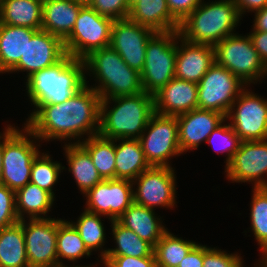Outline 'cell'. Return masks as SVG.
Segmentation results:
<instances>
[{"label":"cell","instance_id":"816d5d0a","mask_svg":"<svg viewBox=\"0 0 267 267\" xmlns=\"http://www.w3.org/2000/svg\"><path fill=\"white\" fill-rule=\"evenodd\" d=\"M73 1L82 3L84 5H89L92 0H73Z\"/></svg>","mask_w":267,"mask_h":267},{"label":"cell","instance_id":"2e32d148","mask_svg":"<svg viewBox=\"0 0 267 267\" xmlns=\"http://www.w3.org/2000/svg\"><path fill=\"white\" fill-rule=\"evenodd\" d=\"M85 210L117 220L133 203V184L126 179H106L86 194Z\"/></svg>","mask_w":267,"mask_h":267},{"label":"cell","instance_id":"d590c367","mask_svg":"<svg viewBox=\"0 0 267 267\" xmlns=\"http://www.w3.org/2000/svg\"><path fill=\"white\" fill-rule=\"evenodd\" d=\"M250 209L251 231L262 251L267 253V187L252 188Z\"/></svg>","mask_w":267,"mask_h":267},{"label":"cell","instance_id":"f5cc1de1","mask_svg":"<svg viewBox=\"0 0 267 267\" xmlns=\"http://www.w3.org/2000/svg\"><path fill=\"white\" fill-rule=\"evenodd\" d=\"M258 265H259V267H264L261 263H259ZM256 267H258V266H256Z\"/></svg>","mask_w":267,"mask_h":267},{"label":"cell","instance_id":"4dcf8cb0","mask_svg":"<svg viewBox=\"0 0 267 267\" xmlns=\"http://www.w3.org/2000/svg\"><path fill=\"white\" fill-rule=\"evenodd\" d=\"M57 258H58V267H93L94 265L89 266H67L63 263V260H68L69 262H77V260L83 258V256L90 257L92 255L88 249L85 247L84 242L70 223V221L64 220L58 225L57 230Z\"/></svg>","mask_w":267,"mask_h":267},{"label":"cell","instance_id":"277c9868","mask_svg":"<svg viewBox=\"0 0 267 267\" xmlns=\"http://www.w3.org/2000/svg\"><path fill=\"white\" fill-rule=\"evenodd\" d=\"M86 74L95 78L91 85L101 99L136 95L143 92L141 74L131 69L111 46L92 51L86 58ZM92 72V73H91Z\"/></svg>","mask_w":267,"mask_h":267},{"label":"cell","instance_id":"681fc988","mask_svg":"<svg viewBox=\"0 0 267 267\" xmlns=\"http://www.w3.org/2000/svg\"><path fill=\"white\" fill-rule=\"evenodd\" d=\"M262 260L259 261L264 267H267V253L264 255V257H261Z\"/></svg>","mask_w":267,"mask_h":267},{"label":"cell","instance_id":"ee69618b","mask_svg":"<svg viewBox=\"0 0 267 267\" xmlns=\"http://www.w3.org/2000/svg\"><path fill=\"white\" fill-rule=\"evenodd\" d=\"M248 35L250 36L253 46L257 50L262 62L267 67V32L251 31Z\"/></svg>","mask_w":267,"mask_h":267},{"label":"cell","instance_id":"f6af8a7d","mask_svg":"<svg viewBox=\"0 0 267 267\" xmlns=\"http://www.w3.org/2000/svg\"><path fill=\"white\" fill-rule=\"evenodd\" d=\"M178 267H203V245L197 244L178 264Z\"/></svg>","mask_w":267,"mask_h":267},{"label":"cell","instance_id":"9c48e42d","mask_svg":"<svg viewBox=\"0 0 267 267\" xmlns=\"http://www.w3.org/2000/svg\"><path fill=\"white\" fill-rule=\"evenodd\" d=\"M113 22V19L98 14L89 5H84L71 34L64 40L66 54L84 59L92 51L110 46Z\"/></svg>","mask_w":267,"mask_h":267},{"label":"cell","instance_id":"ba28073f","mask_svg":"<svg viewBox=\"0 0 267 267\" xmlns=\"http://www.w3.org/2000/svg\"><path fill=\"white\" fill-rule=\"evenodd\" d=\"M215 62L225 67L244 84L261 82L267 77V67L254 48L250 36L232 34L215 46ZM266 76V77H265Z\"/></svg>","mask_w":267,"mask_h":267},{"label":"cell","instance_id":"e575fe53","mask_svg":"<svg viewBox=\"0 0 267 267\" xmlns=\"http://www.w3.org/2000/svg\"><path fill=\"white\" fill-rule=\"evenodd\" d=\"M198 243L177 237L168 230L154 247L156 267H178L181 260Z\"/></svg>","mask_w":267,"mask_h":267},{"label":"cell","instance_id":"5b68a950","mask_svg":"<svg viewBox=\"0 0 267 267\" xmlns=\"http://www.w3.org/2000/svg\"><path fill=\"white\" fill-rule=\"evenodd\" d=\"M241 16L233 0L201 2L180 24L179 34L193 43L215 46L235 34Z\"/></svg>","mask_w":267,"mask_h":267},{"label":"cell","instance_id":"ac0fdd59","mask_svg":"<svg viewBox=\"0 0 267 267\" xmlns=\"http://www.w3.org/2000/svg\"><path fill=\"white\" fill-rule=\"evenodd\" d=\"M66 55L64 41L61 38L38 30L27 41L24 55H21L19 62L9 72L23 71L28 78L36 71L55 65Z\"/></svg>","mask_w":267,"mask_h":267},{"label":"cell","instance_id":"8d00e7d4","mask_svg":"<svg viewBox=\"0 0 267 267\" xmlns=\"http://www.w3.org/2000/svg\"><path fill=\"white\" fill-rule=\"evenodd\" d=\"M49 153L40 152L34 159L31 167L30 182L55 195L53 187L58 182L59 174L66 169L58 161L51 159Z\"/></svg>","mask_w":267,"mask_h":267},{"label":"cell","instance_id":"9a60e30c","mask_svg":"<svg viewBox=\"0 0 267 267\" xmlns=\"http://www.w3.org/2000/svg\"><path fill=\"white\" fill-rule=\"evenodd\" d=\"M225 173L232 183L251 182L253 188L267 187V139L241 141Z\"/></svg>","mask_w":267,"mask_h":267},{"label":"cell","instance_id":"cb8c5ba5","mask_svg":"<svg viewBox=\"0 0 267 267\" xmlns=\"http://www.w3.org/2000/svg\"><path fill=\"white\" fill-rule=\"evenodd\" d=\"M128 18L155 32L178 31L180 27L170 13L167 0H140L130 8Z\"/></svg>","mask_w":267,"mask_h":267},{"label":"cell","instance_id":"52a82bcc","mask_svg":"<svg viewBox=\"0 0 267 267\" xmlns=\"http://www.w3.org/2000/svg\"><path fill=\"white\" fill-rule=\"evenodd\" d=\"M179 31L155 32L147 42L141 74L143 90L154 95L175 77Z\"/></svg>","mask_w":267,"mask_h":267},{"label":"cell","instance_id":"ffe728a7","mask_svg":"<svg viewBox=\"0 0 267 267\" xmlns=\"http://www.w3.org/2000/svg\"><path fill=\"white\" fill-rule=\"evenodd\" d=\"M214 62V46L187 41L179 34L175 78L198 83Z\"/></svg>","mask_w":267,"mask_h":267},{"label":"cell","instance_id":"7402d4cb","mask_svg":"<svg viewBox=\"0 0 267 267\" xmlns=\"http://www.w3.org/2000/svg\"><path fill=\"white\" fill-rule=\"evenodd\" d=\"M83 6L73 0H43L41 30L64 41L71 34Z\"/></svg>","mask_w":267,"mask_h":267},{"label":"cell","instance_id":"8992f818","mask_svg":"<svg viewBox=\"0 0 267 267\" xmlns=\"http://www.w3.org/2000/svg\"><path fill=\"white\" fill-rule=\"evenodd\" d=\"M40 145L39 139L26 126L20 130L15 125H7L3 131L1 184L16 192L29 183L31 167L40 153L37 148Z\"/></svg>","mask_w":267,"mask_h":267},{"label":"cell","instance_id":"7dc6e473","mask_svg":"<svg viewBox=\"0 0 267 267\" xmlns=\"http://www.w3.org/2000/svg\"><path fill=\"white\" fill-rule=\"evenodd\" d=\"M255 13V19L253 23L252 31H263L267 32V6L263 9L258 10Z\"/></svg>","mask_w":267,"mask_h":267},{"label":"cell","instance_id":"f35d334b","mask_svg":"<svg viewBox=\"0 0 267 267\" xmlns=\"http://www.w3.org/2000/svg\"><path fill=\"white\" fill-rule=\"evenodd\" d=\"M242 256L203 245V267H244Z\"/></svg>","mask_w":267,"mask_h":267},{"label":"cell","instance_id":"44dd1931","mask_svg":"<svg viewBox=\"0 0 267 267\" xmlns=\"http://www.w3.org/2000/svg\"><path fill=\"white\" fill-rule=\"evenodd\" d=\"M198 84L173 78L154 96V112L177 116L198 107Z\"/></svg>","mask_w":267,"mask_h":267},{"label":"cell","instance_id":"6da1fadb","mask_svg":"<svg viewBox=\"0 0 267 267\" xmlns=\"http://www.w3.org/2000/svg\"><path fill=\"white\" fill-rule=\"evenodd\" d=\"M63 103L40 104L24 124L39 141H69L97 135L99 132L100 95L87 84ZM52 139V140H50Z\"/></svg>","mask_w":267,"mask_h":267},{"label":"cell","instance_id":"7bdbcfd3","mask_svg":"<svg viewBox=\"0 0 267 267\" xmlns=\"http://www.w3.org/2000/svg\"><path fill=\"white\" fill-rule=\"evenodd\" d=\"M202 1L203 0H167V5L172 16L181 24Z\"/></svg>","mask_w":267,"mask_h":267},{"label":"cell","instance_id":"484cf974","mask_svg":"<svg viewBox=\"0 0 267 267\" xmlns=\"http://www.w3.org/2000/svg\"><path fill=\"white\" fill-rule=\"evenodd\" d=\"M63 147L68 162V171L73 174L75 183L82 194H86L103 179L93 164L88 151L80 143H66Z\"/></svg>","mask_w":267,"mask_h":267},{"label":"cell","instance_id":"d6a6232c","mask_svg":"<svg viewBox=\"0 0 267 267\" xmlns=\"http://www.w3.org/2000/svg\"><path fill=\"white\" fill-rule=\"evenodd\" d=\"M112 237L115 248H108L106 256L147 257L154 253V247L142 240L135 232L121 225L117 220L111 221Z\"/></svg>","mask_w":267,"mask_h":267},{"label":"cell","instance_id":"4fadbf2b","mask_svg":"<svg viewBox=\"0 0 267 267\" xmlns=\"http://www.w3.org/2000/svg\"><path fill=\"white\" fill-rule=\"evenodd\" d=\"M226 119L241 141L267 139V100L247 87L231 106Z\"/></svg>","mask_w":267,"mask_h":267},{"label":"cell","instance_id":"60d3db41","mask_svg":"<svg viewBox=\"0 0 267 267\" xmlns=\"http://www.w3.org/2000/svg\"><path fill=\"white\" fill-rule=\"evenodd\" d=\"M89 6L113 20L127 19L130 11L127 0H92Z\"/></svg>","mask_w":267,"mask_h":267},{"label":"cell","instance_id":"3957f363","mask_svg":"<svg viewBox=\"0 0 267 267\" xmlns=\"http://www.w3.org/2000/svg\"><path fill=\"white\" fill-rule=\"evenodd\" d=\"M85 63L66 55L55 65L34 72L26 80L31 105L58 104L68 100L86 85Z\"/></svg>","mask_w":267,"mask_h":267},{"label":"cell","instance_id":"74e56055","mask_svg":"<svg viewBox=\"0 0 267 267\" xmlns=\"http://www.w3.org/2000/svg\"><path fill=\"white\" fill-rule=\"evenodd\" d=\"M206 143L210 144L217 153L226 151V167L233 159L234 154L238 151L241 140L230 124L228 122L227 124L223 122L212 131L208 136Z\"/></svg>","mask_w":267,"mask_h":267},{"label":"cell","instance_id":"f546056e","mask_svg":"<svg viewBox=\"0 0 267 267\" xmlns=\"http://www.w3.org/2000/svg\"><path fill=\"white\" fill-rule=\"evenodd\" d=\"M0 267H29L20 222L0 229Z\"/></svg>","mask_w":267,"mask_h":267},{"label":"cell","instance_id":"d6986e66","mask_svg":"<svg viewBox=\"0 0 267 267\" xmlns=\"http://www.w3.org/2000/svg\"><path fill=\"white\" fill-rule=\"evenodd\" d=\"M179 132V147L181 153L196 150L208 136L227 122L226 116L220 112L203 109H193L176 116Z\"/></svg>","mask_w":267,"mask_h":267},{"label":"cell","instance_id":"b9f144b4","mask_svg":"<svg viewBox=\"0 0 267 267\" xmlns=\"http://www.w3.org/2000/svg\"><path fill=\"white\" fill-rule=\"evenodd\" d=\"M100 262L104 267H156L154 253L147 257L105 256Z\"/></svg>","mask_w":267,"mask_h":267},{"label":"cell","instance_id":"f907efd6","mask_svg":"<svg viewBox=\"0 0 267 267\" xmlns=\"http://www.w3.org/2000/svg\"><path fill=\"white\" fill-rule=\"evenodd\" d=\"M140 0H127L129 9Z\"/></svg>","mask_w":267,"mask_h":267},{"label":"cell","instance_id":"603a6c76","mask_svg":"<svg viewBox=\"0 0 267 267\" xmlns=\"http://www.w3.org/2000/svg\"><path fill=\"white\" fill-rule=\"evenodd\" d=\"M124 227L131 229L142 240L155 247L163 234L168 230L162 224L153 209L132 203L128 209L117 219Z\"/></svg>","mask_w":267,"mask_h":267},{"label":"cell","instance_id":"e0dca14e","mask_svg":"<svg viewBox=\"0 0 267 267\" xmlns=\"http://www.w3.org/2000/svg\"><path fill=\"white\" fill-rule=\"evenodd\" d=\"M154 33L151 28L133 22L129 18L114 20L110 46L131 69L141 73L147 42Z\"/></svg>","mask_w":267,"mask_h":267},{"label":"cell","instance_id":"1f68e13d","mask_svg":"<svg viewBox=\"0 0 267 267\" xmlns=\"http://www.w3.org/2000/svg\"><path fill=\"white\" fill-rule=\"evenodd\" d=\"M80 144L88 151L101 178L115 179V140L97 134L83 138Z\"/></svg>","mask_w":267,"mask_h":267},{"label":"cell","instance_id":"4316f807","mask_svg":"<svg viewBox=\"0 0 267 267\" xmlns=\"http://www.w3.org/2000/svg\"><path fill=\"white\" fill-rule=\"evenodd\" d=\"M115 159V179L133 181L150 167L145 159L139 139H116Z\"/></svg>","mask_w":267,"mask_h":267},{"label":"cell","instance_id":"7c38bea8","mask_svg":"<svg viewBox=\"0 0 267 267\" xmlns=\"http://www.w3.org/2000/svg\"><path fill=\"white\" fill-rule=\"evenodd\" d=\"M174 171L167 166H150L143 171L132 181L133 202L153 210L155 207L173 208L177 195Z\"/></svg>","mask_w":267,"mask_h":267},{"label":"cell","instance_id":"30bf717a","mask_svg":"<svg viewBox=\"0 0 267 267\" xmlns=\"http://www.w3.org/2000/svg\"><path fill=\"white\" fill-rule=\"evenodd\" d=\"M138 139L150 166L171 167L169 159L182 154L176 116L154 112Z\"/></svg>","mask_w":267,"mask_h":267},{"label":"cell","instance_id":"ab89813d","mask_svg":"<svg viewBox=\"0 0 267 267\" xmlns=\"http://www.w3.org/2000/svg\"><path fill=\"white\" fill-rule=\"evenodd\" d=\"M19 222L16 212L15 191L0 184V229Z\"/></svg>","mask_w":267,"mask_h":267},{"label":"cell","instance_id":"f1b7e54d","mask_svg":"<svg viewBox=\"0 0 267 267\" xmlns=\"http://www.w3.org/2000/svg\"><path fill=\"white\" fill-rule=\"evenodd\" d=\"M54 198L55 196L50 192L36 186L34 183H27L15 192L18 219L23 220L26 217H29V219L50 218L47 213L51 211Z\"/></svg>","mask_w":267,"mask_h":267},{"label":"cell","instance_id":"7a4b0ae2","mask_svg":"<svg viewBox=\"0 0 267 267\" xmlns=\"http://www.w3.org/2000/svg\"><path fill=\"white\" fill-rule=\"evenodd\" d=\"M113 102L110 108L109 104ZM153 113L154 96L145 91L136 95L101 99L98 134L114 140L138 139Z\"/></svg>","mask_w":267,"mask_h":267},{"label":"cell","instance_id":"83f0119b","mask_svg":"<svg viewBox=\"0 0 267 267\" xmlns=\"http://www.w3.org/2000/svg\"><path fill=\"white\" fill-rule=\"evenodd\" d=\"M43 0H0V23L41 30Z\"/></svg>","mask_w":267,"mask_h":267},{"label":"cell","instance_id":"c3c4849f","mask_svg":"<svg viewBox=\"0 0 267 267\" xmlns=\"http://www.w3.org/2000/svg\"><path fill=\"white\" fill-rule=\"evenodd\" d=\"M2 163H3V133L0 132V184H1L2 169H3Z\"/></svg>","mask_w":267,"mask_h":267},{"label":"cell","instance_id":"836d02e7","mask_svg":"<svg viewBox=\"0 0 267 267\" xmlns=\"http://www.w3.org/2000/svg\"><path fill=\"white\" fill-rule=\"evenodd\" d=\"M101 215L87 211L80 215L76 222L71 221L70 223L74 226L77 232L80 234L85 247L90 253L93 251H100L101 261L105 258L108 249H103L105 238V227Z\"/></svg>","mask_w":267,"mask_h":267},{"label":"cell","instance_id":"8fae6325","mask_svg":"<svg viewBox=\"0 0 267 267\" xmlns=\"http://www.w3.org/2000/svg\"><path fill=\"white\" fill-rule=\"evenodd\" d=\"M198 84V107L227 116L239 94L248 87L238 77L216 62Z\"/></svg>","mask_w":267,"mask_h":267},{"label":"cell","instance_id":"bcb514c9","mask_svg":"<svg viewBox=\"0 0 267 267\" xmlns=\"http://www.w3.org/2000/svg\"><path fill=\"white\" fill-rule=\"evenodd\" d=\"M239 15L242 17L245 12H256L267 6V0H233Z\"/></svg>","mask_w":267,"mask_h":267},{"label":"cell","instance_id":"d4e9b609","mask_svg":"<svg viewBox=\"0 0 267 267\" xmlns=\"http://www.w3.org/2000/svg\"><path fill=\"white\" fill-rule=\"evenodd\" d=\"M38 30L0 23V74L9 71L24 55L27 41Z\"/></svg>","mask_w":267,"mask_h":267},{"label":"cell","instance_id":"5bb4252c","mask_svg":"<svg viewBox=\"0 0 267 267\" xmlns=\"http://www.w3.org/2000/svg\"><path fill=\"white\" fill-rule=\"evenodd\" d=\"M62 221L61 218L19 220L23 226L29 267H58L57 230Z\"/></svg>","mask_w":267,"mask_h":267}]
</instances>
